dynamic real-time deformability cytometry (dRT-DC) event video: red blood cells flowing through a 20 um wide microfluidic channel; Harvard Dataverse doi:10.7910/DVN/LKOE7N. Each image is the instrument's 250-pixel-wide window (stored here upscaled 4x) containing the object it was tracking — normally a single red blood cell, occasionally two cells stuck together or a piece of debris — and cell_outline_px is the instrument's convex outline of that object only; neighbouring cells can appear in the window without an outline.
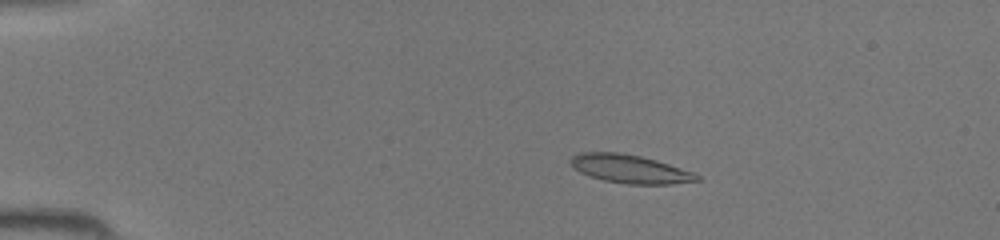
{"species": "common noctule bat (a hibernating species)", "species_latin": "Nyctalus noctula", "temperature_condition": "room temperature", "stored_images_in_passage": 45, "camera_frame_rate_fps": 3000, "um_per_image_px": 0.085, "animal": {"sex": "female", "body_mass_g": 19.5, "forearm_length_mm": 54.1}, "frame": {"image": 1, "passage_image": 9, "time_ms": 2.667, "image_size_px": [1000, 240], "cell_outline_px": [[700, 180], [672, 184], [628, 184], [604, 180], [580, 172], [568, 160], [572, 156], [580, 152], [620, 152], [640, 156], [656, 160], [696, 172], [700, 176]], "centroid_in_image_um": [53.59, 14.35], "position_along_channel_um": 31.4, "area_um2": 20.87}}
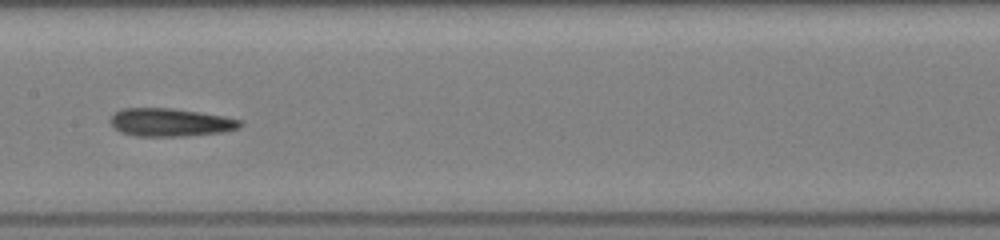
{"frame": {"image": 2, "passage_image": 24, "time_ms": 7.667, "image_size_px": [1000, 240], "cell_outline_px": [[244, 124], [240, 128], [224, 132], [184, 136], [136, 136], [120, 132], [108, 120], [116, 112], [124, 108], [172, 108], [224, 116], [244, 120]], "centroid_in_image_um": [14.54, 10.4], "position_along_channel_um": 192.9, "area_um2": 21.33}}
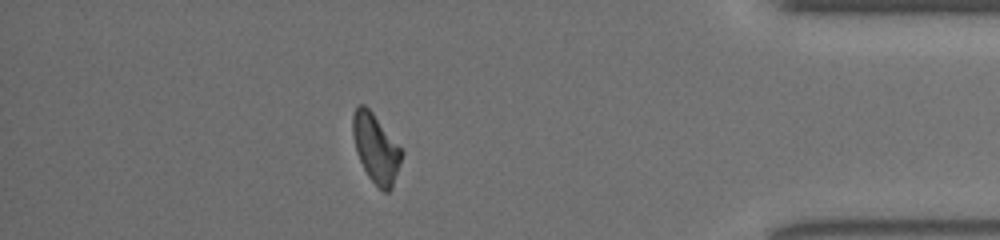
{"frame": {"image": 3, "passage_image": 40, "time_ms": 13.0, "image_size_px": [1000, 240], "cell_outline_px": [[404, 152], [392, 188], [388, 192], [384, 192], [368, 176], [356, 152], [352, 132], [352, 116], [356, 104], [364, 104], [372, 112]], "centroid_in_image_um": [31.93, 12.58], "position_along_channel_um": 403.3, "area_um2": 19.42}}